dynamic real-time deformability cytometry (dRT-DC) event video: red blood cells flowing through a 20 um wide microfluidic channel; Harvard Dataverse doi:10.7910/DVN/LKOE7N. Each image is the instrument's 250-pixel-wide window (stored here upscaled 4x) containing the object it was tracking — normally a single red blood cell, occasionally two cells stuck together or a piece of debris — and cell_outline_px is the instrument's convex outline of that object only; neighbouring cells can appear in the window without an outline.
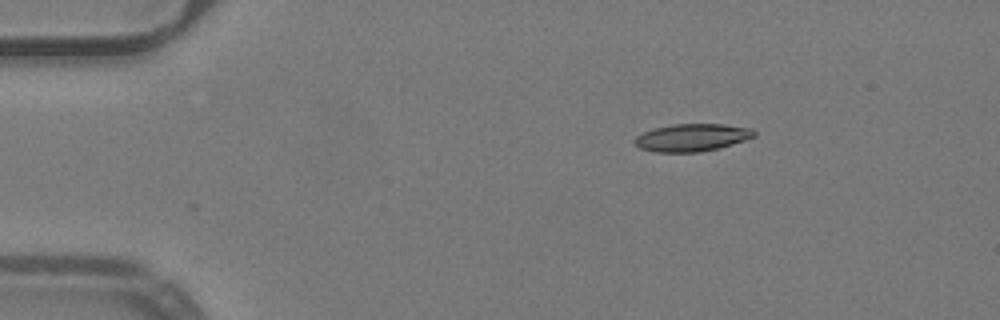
{"species": "common noctule bat (a hibernating species)", "species_latin": "Nyctalus noctula", "temperature_condition": "warm", "stored_images_in_passage": 9, "camera_frame_rate_fps": 3000, "um_per_image_px": 0.085, "animal": {"sex": "male", "body_mass_g": 19.2, "forearm_length_mm": 51.8}, "frame": {"image": 1, "passage_image": 1, "time_ms": 0.0, "image_size_px": [1000, 320], "cell_outline_px": [[756, 136], [720, 148], [700, 152], [652, 152], [640, 148], [632, 140], [636, 136], [652, 128], [672, 124], [724, 124], [752, 128], [756, 132]], "centroid_in_image_um": [58.81, 11.69], "position_along_channel_um": 26.2, "area_um2": 19.36}}